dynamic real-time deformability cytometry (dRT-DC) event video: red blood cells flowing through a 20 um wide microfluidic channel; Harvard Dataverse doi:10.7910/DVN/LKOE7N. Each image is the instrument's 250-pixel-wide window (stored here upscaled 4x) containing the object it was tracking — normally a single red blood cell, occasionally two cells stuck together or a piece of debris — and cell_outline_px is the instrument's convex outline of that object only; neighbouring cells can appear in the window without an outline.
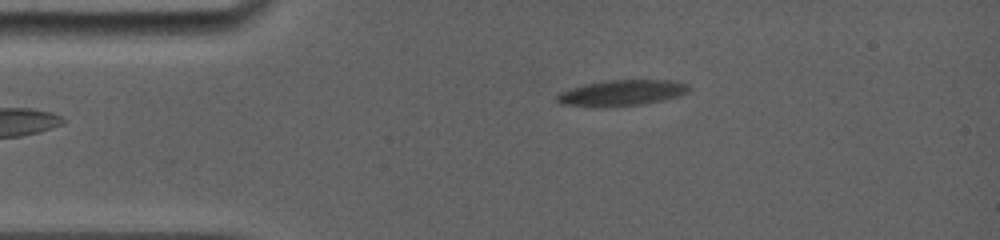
{"species": "common noctule bat (a hibernating species)", "species_latin": "Nyctalus noctula", "temperature_condition": "room temperature", "stored_images_in_passage": 14, "camera_frame_rate_fps": 5000, "um_per_image_px": 0.085, "animal": {"sex": "female", "body_mass_g": 19.0, "forearm_length_mm": 56.7}, "frame": {"image": 1, "passage_image": 2, "time_ms": 0.2, "image_size_px": [1000, 240], "cell_outline_px": [[692, 88], [688, 92], [680, 96], [664, 100], [644, 104], [560, 104], [556, 100], [556, 96], [560, 92], [584, 84], [608, 80], [676, 80], [688, 84]], "centroid_in_image_um": [52.99, 7.84], "position_along_channel_um": 32.0, "area_um2": 19.07}}